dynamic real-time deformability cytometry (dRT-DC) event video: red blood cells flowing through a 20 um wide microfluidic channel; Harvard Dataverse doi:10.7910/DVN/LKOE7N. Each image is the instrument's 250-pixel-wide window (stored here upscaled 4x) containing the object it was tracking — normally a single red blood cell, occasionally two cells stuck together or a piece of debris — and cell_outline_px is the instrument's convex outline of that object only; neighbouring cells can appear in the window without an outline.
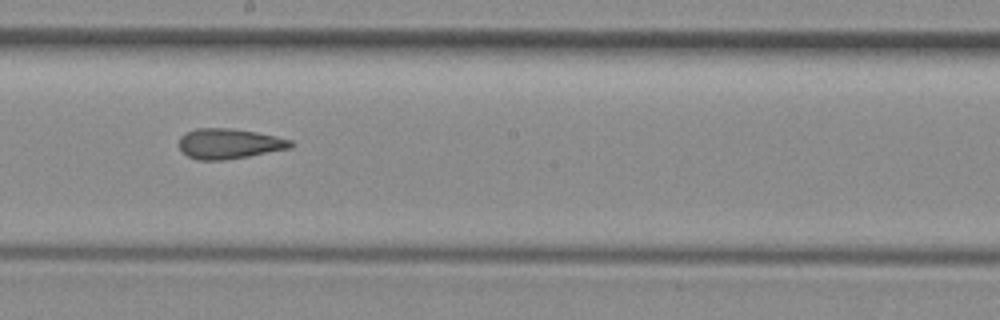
{"species": "common noctule bat (a hibernating species)", "species_latin": "Nyctalus noctula", "temperature_condition": "room temperature", "stored_images_in_passage": 12, "camera_frame_rate_fps": 3000, "um_per_image_px": 0.085, "animal": {"sex": "female", "body_mass_g": 29.2, "forearm_length_mm": 56.3}, "frame": {"image": 1, "passage_image": 9, "time_ms": 9.667, "image_size_px": [1000, 320], "cell_outline_px": [[296, 144], [292, 148], [248, 156], [224, 160], [196, 160], [188, 156], [180, 148], [180, 136], [184, 132], [196, 128], [232, 128], [256, 132], [276, 136], [292, 140]], "centroid_in_image_um": [19.5, 12.2], "position_along_channel_um": 228.7, "area_um2": 19.83}}